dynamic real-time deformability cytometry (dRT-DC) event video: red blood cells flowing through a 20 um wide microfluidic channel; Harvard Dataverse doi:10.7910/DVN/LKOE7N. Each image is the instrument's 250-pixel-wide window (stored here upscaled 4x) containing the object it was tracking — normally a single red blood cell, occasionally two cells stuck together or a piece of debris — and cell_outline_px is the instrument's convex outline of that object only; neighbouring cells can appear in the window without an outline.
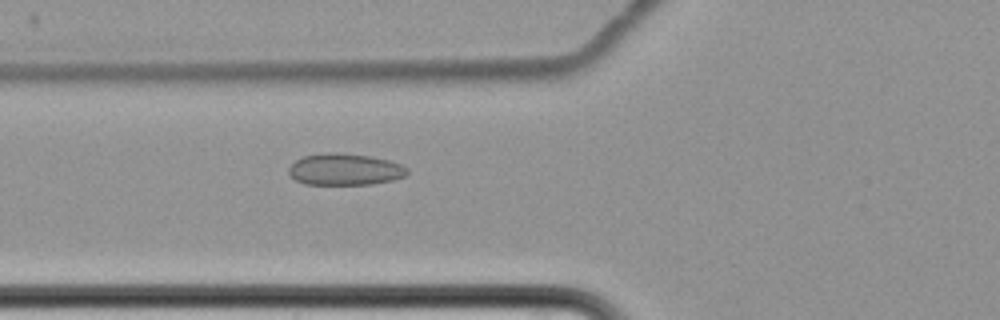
{"species": "common noctule bat (a hibernating species)", "species_latin": "Nyctalus noctula", "temperature_condition": "cold", "stored_images_in_passage": 8, "camera_frame_rate_fps": 3000, "um_per_image_px": 0.085, "animal": {"sex": "female", "body_mass_g": 22.7, "forearm_length_mm": 54.2}, "frame": {"image": 1, "passage_image": 8, "time_ms": 8.667, "image_size_px": [1000, 320], "cell_outline_px": [[408, 172], [404, 176], [392, 180], [372, 184], [304, 184], [296, 180], [288, 172], [288, 168], [296, 160], [304, 156], [328, 152], [332, 152], [372, 156], [388, 160], [400, 164], [408, 168]], "centroid_in_image_um": [29.31, 14.39], "position_along_channel_um": 96.5, "area_um2": 21.73}}